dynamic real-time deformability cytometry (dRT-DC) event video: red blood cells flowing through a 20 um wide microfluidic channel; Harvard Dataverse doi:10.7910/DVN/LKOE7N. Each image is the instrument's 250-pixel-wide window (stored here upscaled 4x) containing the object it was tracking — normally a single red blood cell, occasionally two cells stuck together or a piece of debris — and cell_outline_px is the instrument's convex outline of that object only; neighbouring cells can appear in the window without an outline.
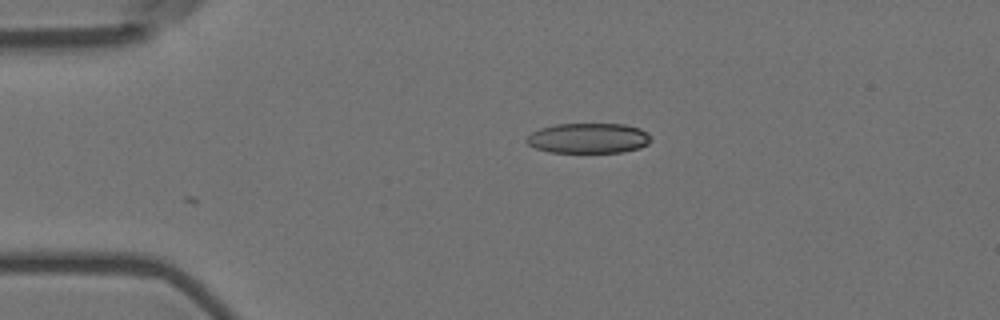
{"species": "Egyptian fruit bat (a non-hibernating species)", "species_latin": "Rousettus aegyptiacus", "temperature_condition": "room temperature", "stored_images_in_passage": 2, "camera_frame_rate_fps": 3000, "um_per_image_px": 0.085, "animal": {"sex": "female"}, "frame": {"image": 1, "passage_image": 2, "time_ms": 0.333, "image_size_px": [1000, 320], "cell_outline_px": [[652, 140], [648, 144], [640, 148], [624, 152], [548, 152], [536, 148], [528, 144], [524, 140], [532, 132], [540, 128], [556, 124], [624, 124], [640, 128], [648, 132], [652, 136]], "centroid_in_image_um": [50.05, 11.74], "position_along_channel_um": 34.9, "area_um2": 22.08}}